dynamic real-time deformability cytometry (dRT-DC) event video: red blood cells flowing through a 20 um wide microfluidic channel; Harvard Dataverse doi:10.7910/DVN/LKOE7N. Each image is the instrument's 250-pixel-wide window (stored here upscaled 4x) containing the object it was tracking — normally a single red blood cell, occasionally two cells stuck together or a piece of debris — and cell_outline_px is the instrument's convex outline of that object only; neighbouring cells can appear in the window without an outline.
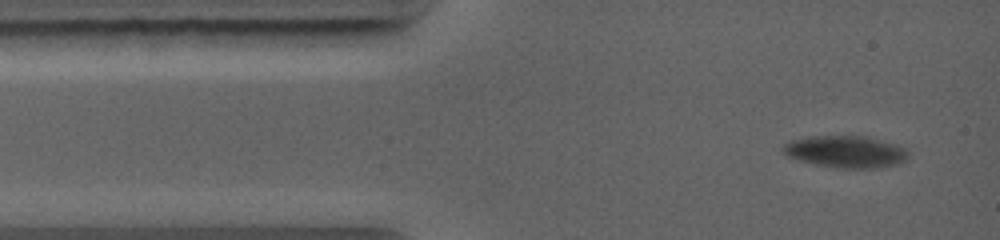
{"species": "common noctule bat (a hibernating species)", "species_latin": "Nyctalus noctula", "temperature_condition": "warm", "stored_images_in_passage": 33, "camera_frame_rate_fps": 5000, "um_per_image_px": 0.085, "animal": {"sex": "female", "body_mass_g": 19.0, "forearm_length_mm": 56.7}, "frame": {"image": 1, "passage_image": 1, "time_ms": 0.0, "image_size_px": [1000, 240], "cell_outline_px": [[908, 156], [904, 160], [896, 164], [876, 168], [840, 168], [816, 164], [800, 160], [788, 156], [784, 152], [784, 144], [792, 140], [808, 136], [868, 136], [896, 144], [904, 148], [908, 152]], "centroid_in_image_um": [71.9, 12.88], "position_along_channel_um": 13.1, "area_um2": 23.06}}
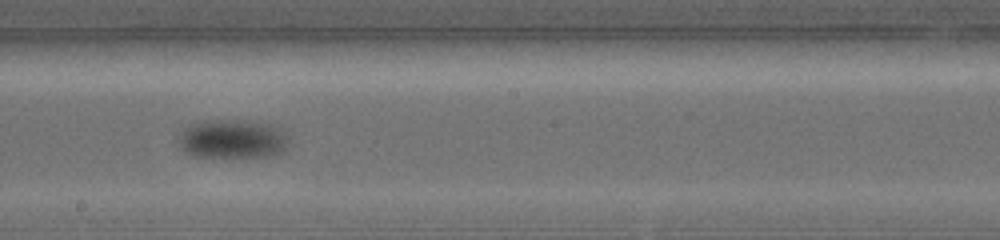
{"frame": {"image": 2, "passage_image": 9, "time_ms": 6.0, "image_size_px": [1000, 240], "cell_outline_px": [[288, 144], [280, 152], [272, 156], [192, 156], [184, 152], [180, 148], [180, 132], [192, 124], [208, 120], [248, 120], [268, 124], [280, 128], [288, 136]], "centroid_in_image_um": [19.77, 11.8], "position_along_channel_um": 228.4, "area_um2": 24.8}}
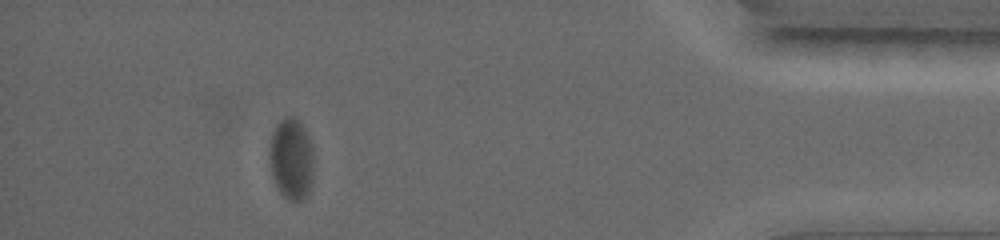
{"frame": {"image": 3, "passage_image": 25, "time_ms": 11.4, "image_size_px": [1000, 240], "cell_outline_px": [[312, 184], [308, 192], [300, 200], [288, 200], [280, 192], [272, 176], [268, 156], [268, 152], [272, 132], [280, 120], [284, 116], [296, 116], [300, 120], [312, 144]], "centroid_in_image_um": [24.75, 13.46], "position_along_channel_um": 410.5, "area_um2": 21.15}}